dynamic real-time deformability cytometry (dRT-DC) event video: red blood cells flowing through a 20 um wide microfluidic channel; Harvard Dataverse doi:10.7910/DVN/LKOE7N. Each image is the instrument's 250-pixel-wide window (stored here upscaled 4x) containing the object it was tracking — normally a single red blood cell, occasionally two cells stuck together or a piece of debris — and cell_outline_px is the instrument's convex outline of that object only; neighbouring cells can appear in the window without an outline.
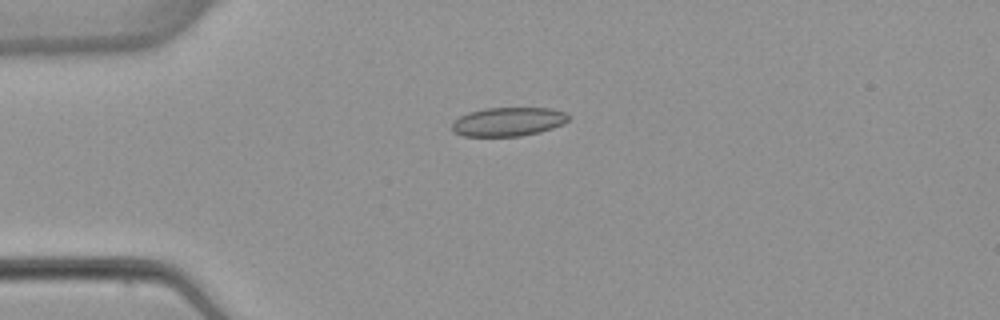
{"species": "common noctule bat (a hibernating species)", "species_latin": "Nyctalus noctula", "temperature_condition": "warm", "stored_images_in_passage": 7, "camera_frame_rate_fps": 3000, "um_per_image_px": 0.085, "animal": {"sex": "female", "body_mass_g": 22.7, "forearm_length_mm": 54.2}, "frame": {"image": 1, "passage_image": 3, "time_ms": 3.333, "image_size_px": [1000, 320], "cell_outline_px": [[568, 120], [564, 124], [540, 132], [520, 136], [464, 136], [452, 132], [452, 120], [468, 112], [484, 108], [552, 108], [568, 112]], "centroid_in_image_um": [43.19, 10.34], "position_along_channel_um": 41.8, "area_um2": 19.83}}
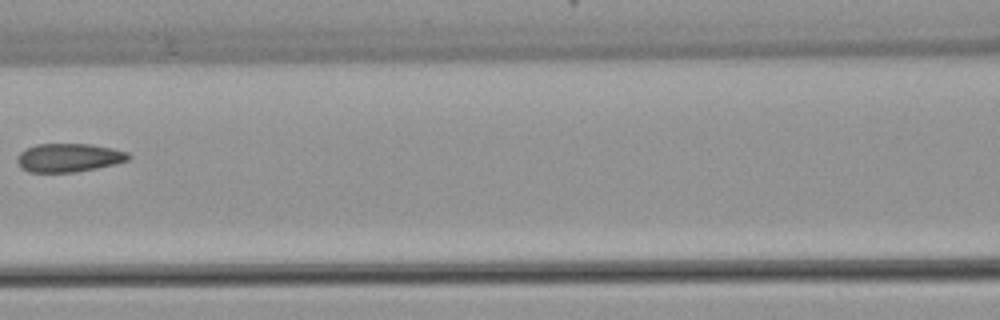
{"frame": {"image": 2, "passage_image": 6, "time_ms": 7.0, "image_size_px": [1000, 320], "cell_outline_px": [[132, 156], [128, 160], [116, 164], [76, 172], [28, 172], [16, 160], [20, 152], [24, 148], [36, 144], [92, 144], [112, 148], [128, 152]], "centroid_in_image_um": [5.87, 13.39], "position_along_channel_um": 160.7, "area_um2": 18.55}}
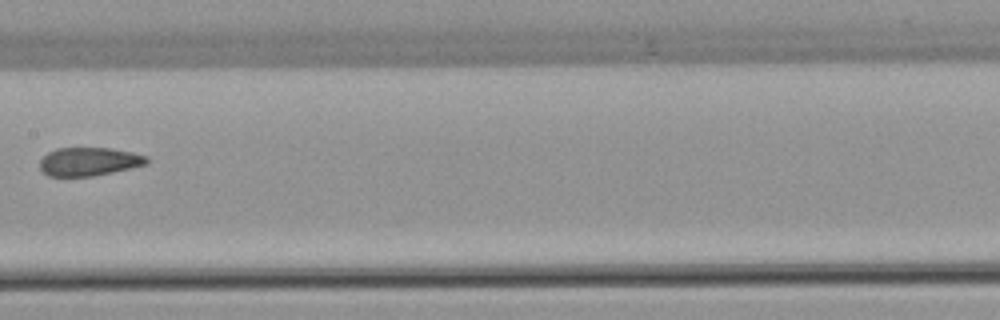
{"frame": {"image": 3, "passage_image": 7, "time_ms": 8.0, "image_size_px": [1000, 320], "cell_outline_px": [[148, 164], [132, 168], [92, 176], [48, 176], [40, 168], [40, 160], [48, 152], [56, 148], [112, 148], [132, 152], [148, 156]], "centroid_in_image_um": [7.59, 13.73], "position_along_channel_um": 199.8, "area_um2": 17.74}}